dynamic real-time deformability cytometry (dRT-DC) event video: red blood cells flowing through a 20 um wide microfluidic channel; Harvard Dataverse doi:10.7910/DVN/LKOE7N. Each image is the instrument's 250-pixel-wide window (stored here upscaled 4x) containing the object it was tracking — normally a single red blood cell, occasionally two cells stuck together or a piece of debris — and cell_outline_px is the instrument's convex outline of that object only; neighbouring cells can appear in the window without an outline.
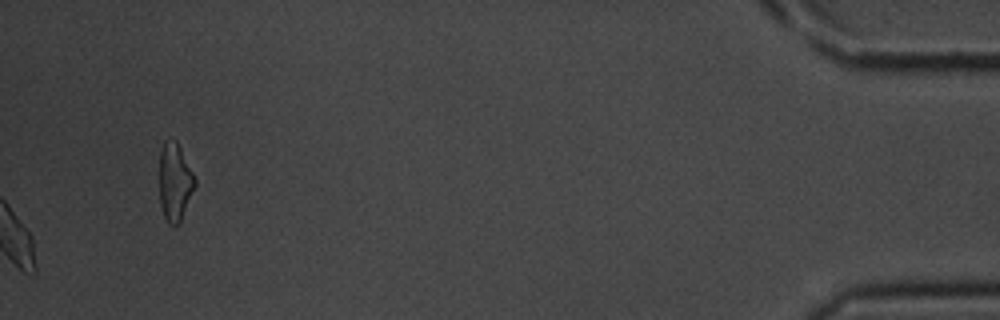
{"species": "common noctule bat (a hibernating species)", "species_latin": "Nyctalus noctula", "temperature_condition": "room temperature", "stored_images_in_passage": 36, "camera_frame_rate_fps": 3000, "um_per_image_px": 0.085, "animal": {"sex": "male", "body_mass_g": 20.1, "forearm_length_mm": 53.5}, "frame": {"image": 1, "passage_image": 36, "time_ms": 11.667, "image_size_px": [1000, 320], "cell_outline_px": [[196, 184], [180, 224], [176, 228], [168, 224], [164, 216], [160, 204], [160, 152], [164, 140], [176, 140], [196, 180]], "centroid_in_image_um": [14.86, 15.53], "position_along_channel_um": 420.3, "area_um2": 16.13}}